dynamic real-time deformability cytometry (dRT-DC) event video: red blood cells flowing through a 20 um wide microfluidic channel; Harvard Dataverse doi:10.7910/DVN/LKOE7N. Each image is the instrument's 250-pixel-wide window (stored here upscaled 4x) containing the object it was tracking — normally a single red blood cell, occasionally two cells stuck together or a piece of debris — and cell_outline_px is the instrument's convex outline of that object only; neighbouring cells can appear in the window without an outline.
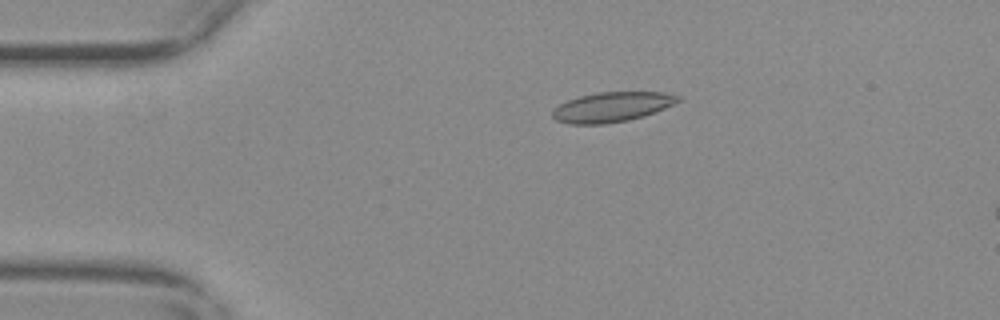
{"species": "common noctule bat (a hibernating species)", "species_latin": "Nyctalus noctula", "temperature_condition": "warm", "stored_images_in_passage": 7, "camera_frame_rate_fps": 3000, "um_per_image_px": 0.085, "animal": {"sex": "female", "body_mass_g": 29.2, "forearm_length_mm": 56.3}, "frame": {"image": 1, "passage_image": 1, "time_ms": 0.0, "image_size_px": [1000, 320], "cell_outline_px": [[680, 100], [664, 108], [644, 116], [628, 120], [604, 124], [572, 124], [556, 120], [552, 116], [552, 112], [560, 104], [568, 100], [580, 96], [596, 92], [664, 92], [680, 96]], "centroid_in_image_um": [52.01, 9.09], "position_along_channel_um": 33.0, "area_um2": 21.62}}